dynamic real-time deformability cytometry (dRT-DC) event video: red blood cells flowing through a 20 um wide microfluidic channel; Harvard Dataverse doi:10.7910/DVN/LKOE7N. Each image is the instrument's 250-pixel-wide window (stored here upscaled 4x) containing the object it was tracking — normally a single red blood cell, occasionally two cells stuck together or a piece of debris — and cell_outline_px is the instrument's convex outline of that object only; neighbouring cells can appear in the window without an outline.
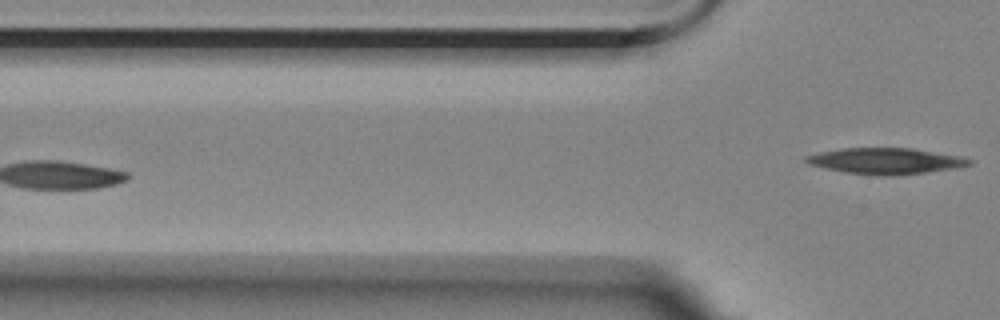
{"species": "Egyptian fruit bat (a non-hibernating species)", "species_latin": "Rousettus aegyptiacus", "temperature_condition": "room temperature", "stored_images_in_passage": 5, "camera_frame_rate_fps": 3000, "um_per_image_px": 0.085, "animal": {"sex": "female"}, "frame": {"image": 1, "passage_image": 5, "time_ms": 4.667, "image_size_px": [1000, 320], "cell_outline_px": [[972, 164], [956, 168], [928, 172], [892, 176], [884, 176], [844, 172], [824, 168], [808, 164], [804, 160], [804, 156], [820, 152], [840, 148], [912, 148], [960, 156], [972, 160]], "centroid_in_image_um": [75.27, 13.68], "position_along_channel_um": 50.5, "area_um2": 24.85}}